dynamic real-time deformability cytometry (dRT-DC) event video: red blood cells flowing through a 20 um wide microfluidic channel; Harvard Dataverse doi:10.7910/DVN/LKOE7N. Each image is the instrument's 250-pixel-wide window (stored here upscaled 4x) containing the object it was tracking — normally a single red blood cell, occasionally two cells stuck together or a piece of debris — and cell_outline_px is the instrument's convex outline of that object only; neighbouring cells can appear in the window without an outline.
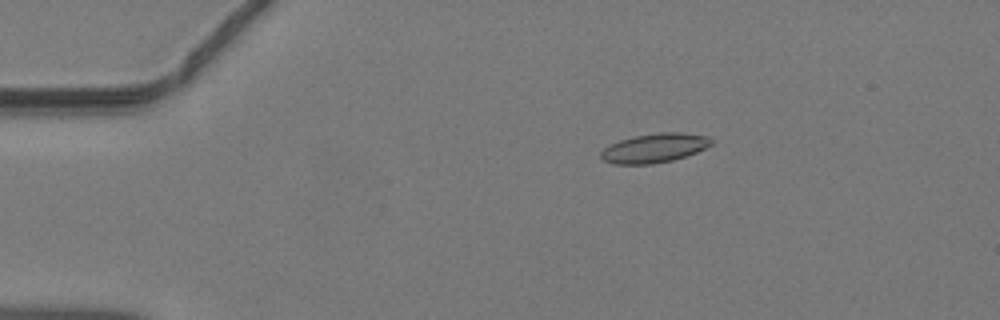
{"species": "common noctule bat (a hibernating species)", "species_latin": "Nyctalus noctula", "temperature_condition": "warm", "stored_images_in_passage": 44, "camera_frame_rate_fps": 3000, "um_per_image_px": 0.085, "animal": {"sex": "male", "body_mass_g": 19.2, "forearm_length_mm": 51.8}, "frame": {"image": 1, "passage_image": 7, "time_ms": 2.0, "image_size_px": [1000, 320], "cell_outline_px": [[712, 144], [696, 152], [672, 160], [652, 164], [612, 164], [604, 160], [600, 156], [600, 152], [604, 148], [620, 140], [632, 136], [660, 132], [680, 132], [708, 136], [712, 140]], "centroid_in_image_um": [55.61, 12.58], "position_along_channel_um": 29.4, "area_um2": 18.67}}
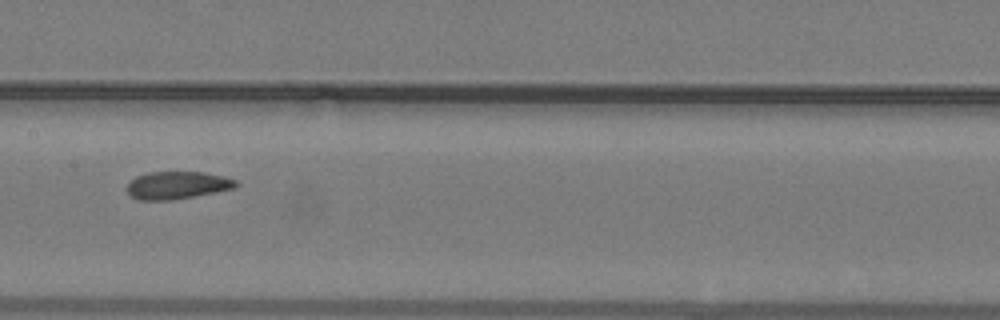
{"frame": {"image": 2, "passage_image": 22, "time_ms": 7.0, "image_size_px": [1000, 320], "cell_outline_px": [[240, 184], [236, 188], [216, 192], [172, 200], [136, 200], [128, 192], [128, 184], [136, 176], [148, 172], [204, 172], [224, 176], [236, 180]], "centroid_in_image_um": [15.1, 15.74], "position_along_channel_um": 192.3, "area_um2": 17.57}}
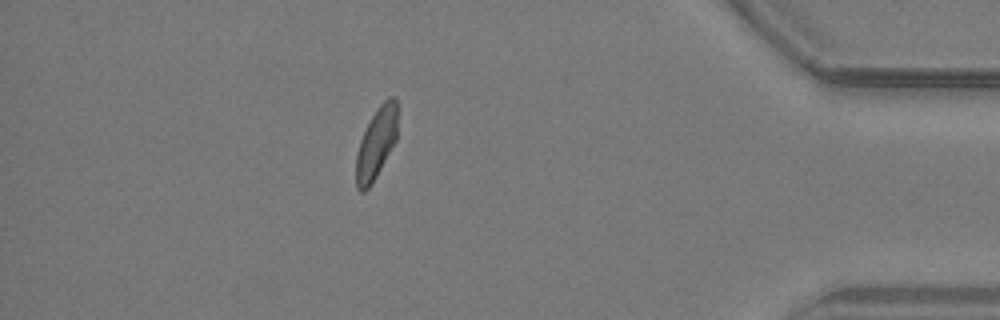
{"frame": {"image": 3, "passage_image": 39, "time_ms": 12.667, "image_size_px": [1000, 320], "cell_outline_px": [[396, 140], [372, 184], [364, 192], [360, 192], [356, 188], [356, 156], [360, 140], [376, 108], [388, 96], [396, 96]], "centroid_in_image_um": [31.97, 12.19], "position_along_channel_um": 403.2, "area_um2": 16.99}}